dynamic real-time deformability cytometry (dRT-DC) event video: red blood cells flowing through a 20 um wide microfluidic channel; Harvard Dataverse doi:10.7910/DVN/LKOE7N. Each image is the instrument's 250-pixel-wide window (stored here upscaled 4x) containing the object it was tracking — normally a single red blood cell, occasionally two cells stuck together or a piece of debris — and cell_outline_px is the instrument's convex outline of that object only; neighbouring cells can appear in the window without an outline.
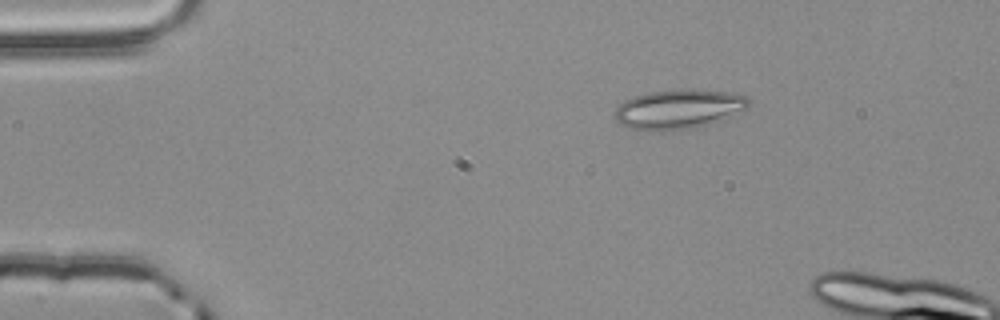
{"species": "common noctule bat (a hibernating species)", "species_latin": "Nyctalus noctula", "temperature_condition": "room temperature", "stored_images_in_passage": 3, "camera_frame_rate_fps": 3000, "um_per_image_px": 0.085, "animal": {"sex": "male", "body_mass_g": 20.4}, "frame": {"image": 1, "passage_image": 1, "time_ms": 0.0, "image_size_px": [1000, 320], "cell_outline_px": [[752, 104], [748, 108], [724, 120], [712, 124], [692, 128], [664, 132], [652, 132], [628, 128], [620, 124], [616, 120], [612, 112], [624, 100], [648, 92], [684, 88], [728, 92], [748, 96]], "centroid_in_image_um": [57.7, 9.29], "position_along_channel_um": 27.3, "area_um2": 31.73}}